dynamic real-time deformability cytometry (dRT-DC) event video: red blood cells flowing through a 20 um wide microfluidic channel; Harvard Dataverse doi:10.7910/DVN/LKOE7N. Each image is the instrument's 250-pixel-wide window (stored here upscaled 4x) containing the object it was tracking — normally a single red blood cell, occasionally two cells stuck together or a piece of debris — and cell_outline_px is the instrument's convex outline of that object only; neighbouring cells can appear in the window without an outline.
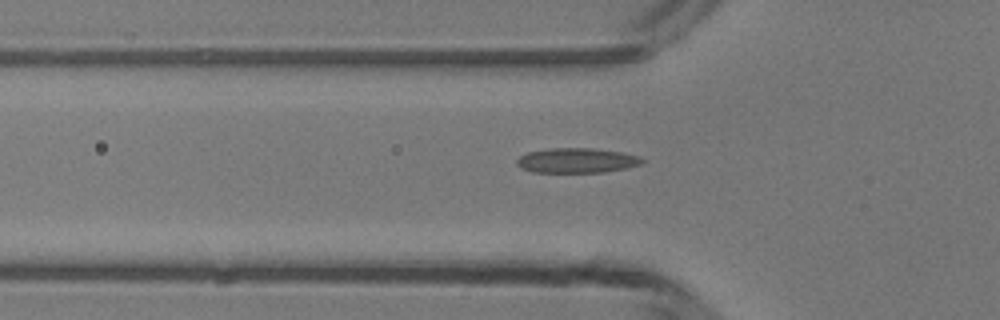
{"species": "common noctule bat (a hibernating species)", "species_latin": "Nyctalus noctula", "temperature_condition": "room temperature", "stored_images_in_passage": 36, "camera_frame_rate_fps": 3000, "um_per_image_px": 0.085, "animal": {"sex": "male", "body_mass_g": 13.3}, "frame": {"image": 1, "passage_image": 4, "time_ms": 1.0, "image_size_px": [1000, 320], "cell_outline_px": [[648, 160], [644, 164], [628, 168], [604, 172], [532, 172], [520, 168], [516, 164], [516, 160], [520, 156], [528, 152], [548, 148], [592, 148], [620, 152], [640, 156]], "centroid_in_image_um": [49.07, 13.64], "position_along_channel_um": 76.7, "area_um2": 18.44}}
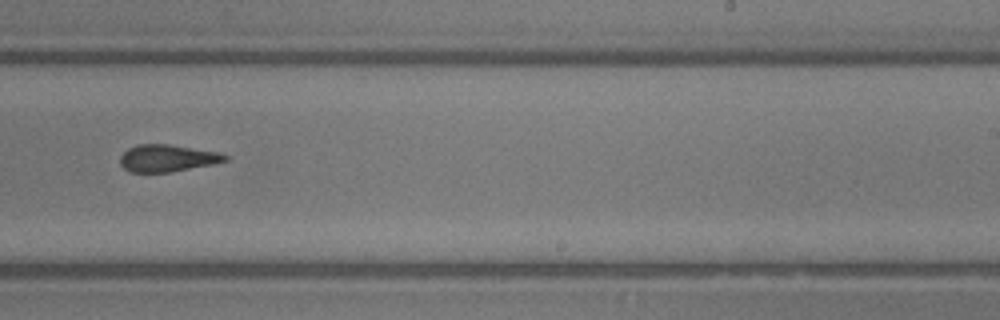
{"frame": {"image": 2, "passage_image": 18, "time_ms": 5.667, "image_size_px": [1000, 320], "cell_outline_px": [[228, 160], [212, 164], [168, 172], [132, 172], [124, 168], [120, 164], [120, 156], [128, 148], [140, 144], [168, 144], [220, 152], [228, 156]], "centroid_in_image_um": [14.22, 13.43], "position_along_channel_um": 274.8, "area_um2": 16.42}}
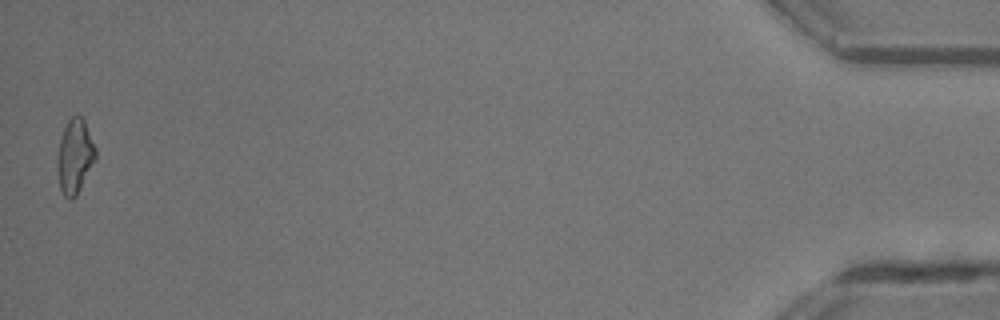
{"frame": {"image": 3, "passage_image": 36, "time_ms": 11.667, "image_size_px": [1000, 320], "cell_outline_px": [[96, 160], [76, 196], [72, 200], [68, 200], [64, 196], [60, 188], [56, 168], [56, 160], [60, 140], [64, 128], [68, 120], [76, 112], [84, 120], [96, 148]], "centroid_in_image_um": [6.35, 13.3], "position_along_channel_um": 428.8, "area_um2": 16.82}, "authors_computed_cell_mechanics": {"area_um2": 17.051, "velocity_mm_per_s": 4.2299, "shape_relaxation_time_tau1_ms": null, "shape_relaxation_time_tau2_ms": 3.1316, "deformation_change_tau1": null, "deformation_change_tau2": 0.1046}}